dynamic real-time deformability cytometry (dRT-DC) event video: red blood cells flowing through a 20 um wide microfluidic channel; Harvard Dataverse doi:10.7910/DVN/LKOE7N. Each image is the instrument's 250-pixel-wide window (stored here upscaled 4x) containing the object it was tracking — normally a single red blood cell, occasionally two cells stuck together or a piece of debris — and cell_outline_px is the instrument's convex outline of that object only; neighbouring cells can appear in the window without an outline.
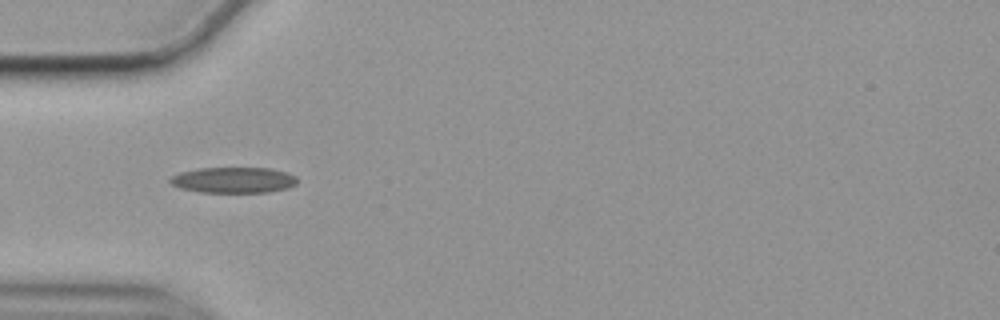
{"species": "common noctule bat (a hibernating species)", "species_latin": "Nyctalus noctula", "temperature_condition": "cold", "stored_images_in_passage": 40, "camera_frame_rate_fps": 3000, "um_per_image_px": 0.085, "animal": {"sex": "female", "body_mass_g": 19.9}, "frame": {"image": 1, "passage_image": 1, "time_ms": 0.0, "image_size_px": [1000, 320], "cell_outline_px": [[296, 184], [288, 188], [268, 192], [200, 192], [180, 188], [172, 184], [168, 180], [172, 176], [180, 172], [200, 168], [272, 168], [288, 172], [296, 176]], "centroid_in_image_um": [19.87, 15.3], "position_along_channel_um": 65.1, "area_um2": 19.13}}
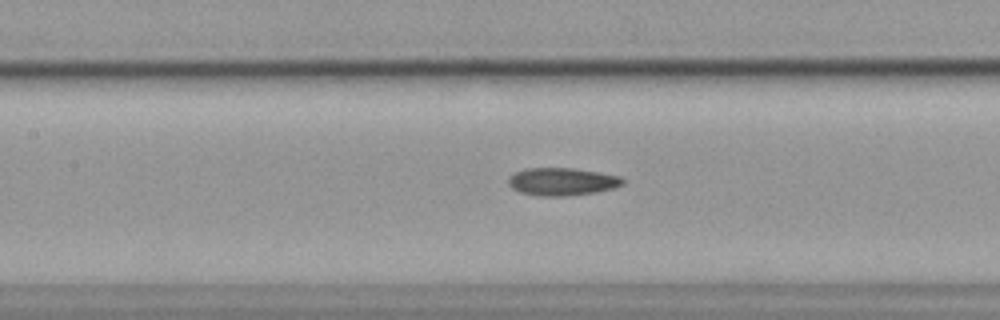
{"frame": {"image": 2, "passage_image": 9, "time_ms": 2.667, "image_size_px": [1000, 320], "cell_outline_px": [[624, 184], [612, 188], [596, 192], [564, 196], [544, 196], [520, 192], [512, 188], [508, 184], [508, 176], [524, 168], [572, 168], [600, 172], [620, 176], [624, 180]], "centroid_in_image_um": [47.76, 15.43], "position_along_channel_um": 159.6, "area_um2": 18.44}}
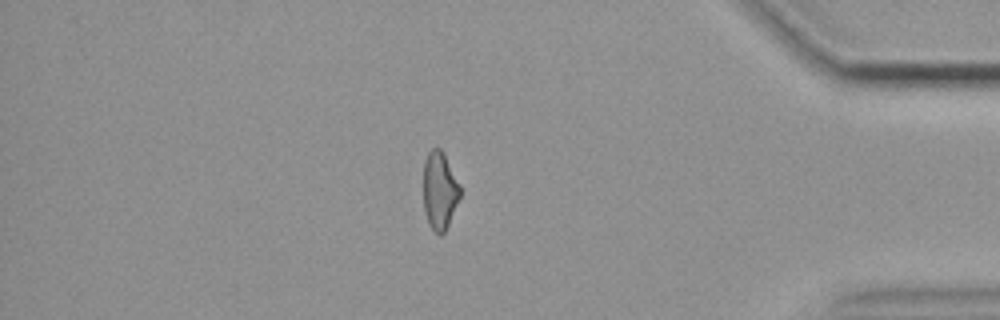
{"frame": {"image": 3, "passage_image": 32, "time_ms": 10.333, "image_size_px": [1000, 320], "cell_outline_px": [[460, 196], [448, 224], [444, 232], [440, 236], [428, 224], [424, 212], [424, 160], [428, 152], [432, 148], [440, 148], [444, 152], [460, 184]], "centroid_in_image_um": [37.36, 16.17], "position_along_channel_um": 397.8, "area_um2": 16.65}, "authors_computed_cell_mechanics": {"area_um2": 17.8313, "velocity_mm_per_s": 3.5611, "shape_relaxation_time_tau1_ms": 5.2903, "shape_relaxation_time_tau2_ms": 5.125, "deformation_change_tau1": 0.1395, "deformation_change_tau2": 0.1473}}